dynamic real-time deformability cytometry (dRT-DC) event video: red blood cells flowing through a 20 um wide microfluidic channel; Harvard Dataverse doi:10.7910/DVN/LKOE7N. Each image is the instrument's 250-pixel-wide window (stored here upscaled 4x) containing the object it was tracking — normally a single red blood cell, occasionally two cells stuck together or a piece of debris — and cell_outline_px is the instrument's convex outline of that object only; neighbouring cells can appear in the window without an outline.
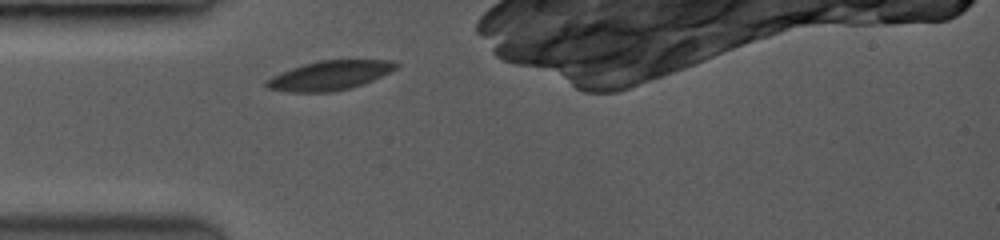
{"species": "common noctule bat (a hibernating species)", "species_latin": "Nyctalus noctula", "temperature_condition": "room temperature", "stored_images_in_passage": 11, "camera_frame_rate_fps": 3500, "um_per_image_px": 0.085, "animal": {"sex": "female", "body_mass_g": 19.0, "forearm_length_mm": 53.3}, "frame": {"image": 1, "passage_image": 1, "time_ms": 0.0, "image_size_px": [1000, 240], "cell_outline_px": [[396, 68], [372, 80], [348, 88], [332, 92], [292, 92], [268, 88], [264, 84], [272, 76], [292, 68], [304, 64], [320, 60], [388, 60], [396, 64]], "centroid_in_image_um": [27.98, 6.41], "position_along_channel_um": 57.0, "area_um2": 21.5}}
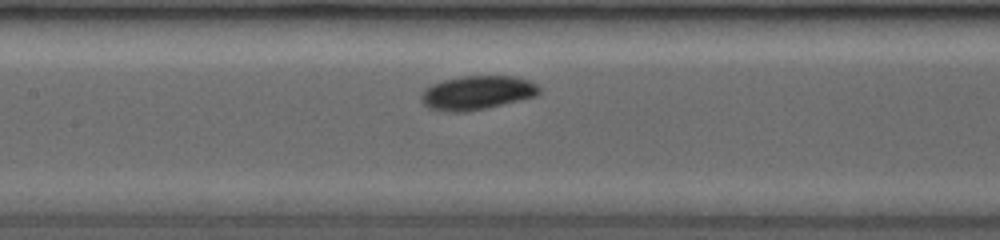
{"frame": {"image": 2, "passage_image": 8, "time_ms": 2.857, "image_size_px": [1000, 240], "cell_outline_px": [[540, 92], [536, 96], [484, 108], [464, 112], [460, 112], [432, 108], [424, 104], [424, 88], [440, 80], [460, 76], [516, 76], [528, 80], [536, 84], [540, 88]], "centroid_in_image_um": [40.6, 7.85], "position_along_channel_um": 166.8, "area_um2": 22.83}}
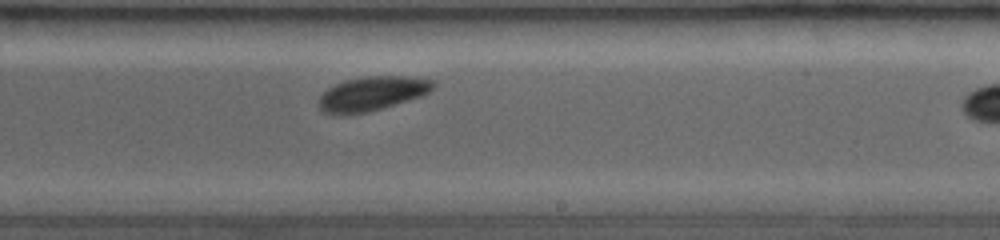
{"frame": {"image": 3, "passage_image": 11, "time_ms": 5.143, "image_size_px": [1000, 240], "cell_outline_px": [[436, 84], [428, 92], [420, 96], [380, 108], [364, 112], [328, 112], [320, 108], [320, 96], [328, 88], [344, 80], [368, 76], [400, 76], [436, 80]], "centroid_in_image_um": [31.68, 7.9], "position_along_channel_um": 257.3, "area_um2": 21.79}}